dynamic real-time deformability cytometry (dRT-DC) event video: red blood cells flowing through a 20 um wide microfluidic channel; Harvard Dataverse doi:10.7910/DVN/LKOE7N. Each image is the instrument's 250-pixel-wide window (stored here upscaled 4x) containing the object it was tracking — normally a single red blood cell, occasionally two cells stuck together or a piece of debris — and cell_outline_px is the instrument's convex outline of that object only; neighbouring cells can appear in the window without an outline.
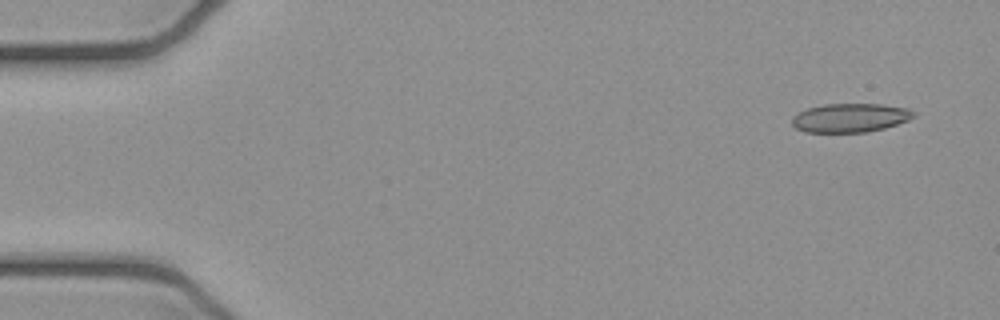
{"species": "common noctule bat (a hibernating species)", "species_latin": "Nyctalus noctula", "temperature_condition": "cold", "stored_images_in_passage": 5, "camera_frame_rate_fps": 3000, "um_per_image_px": 0.085, "animal": {"sex": "female", "body_mass_g": 21.9}, "frame": {"image": 1, "passage_image": 1, "time_ms": 0.0, "image_size_px": [1000, 320], "cell_outline_px": [[916, 116], [908, 120], [884, 128], [864, 132], [804, 132], [796, 128], [792, 124], [792, 116], [808, 108], [824, 104], [880, 104], [908, 108], [916, 112]], "centroid_in_image_um": [72.27, 10.01], "position_along_channel_um": 12.7, "area_um2": 20.4}}
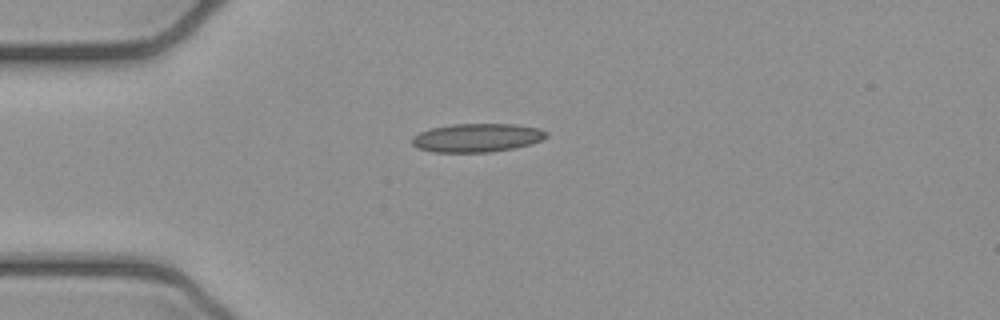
{"frame": {"image": 2, "passage_image": 4, "time_ms": 1.0, "image_size_px": [1000, 320], "cell_outline_px": [[548, 136], [532, 144], [512, 148], [488, 152], [432, 152], [416, 148], [412, 144], [412, 136], [420, 132], [432, 128], [452, 124], [516, 124], [540, 128], [548, 132]], "centroid_in_image_um": [40.54, 11.7], "position_along_channel_um": 44.5, "area_um2": 22.43}}
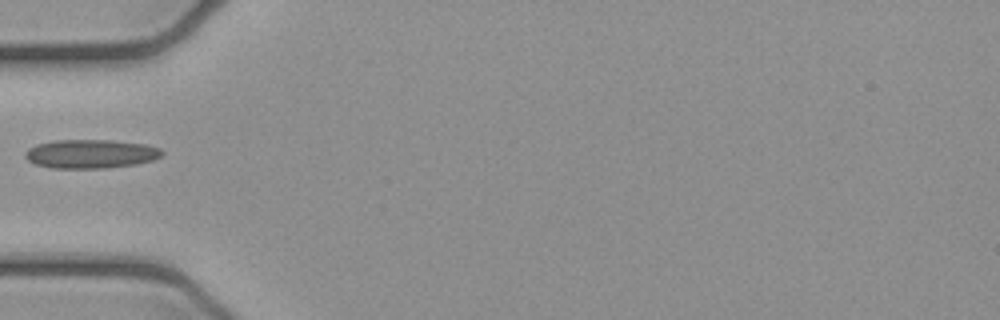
{"frame": {"image": 3, "passage_image": 5, "time_ms": 1.333, "image_size_px": [1000, 320], "cell_outline_px": [[164, 152], [160, 156], [152, 160], [136, 164], [108, 168], [52, 168], [36, 164], [28, 160], [24, 156], [24, 152], [28, 148], [36, 144], [56, 140], [108, 140], [144, 144], [160, 148]], "centroid_in_image_um": [7.68, 13.08], "position_along_channel_um": 77.3, "area_um2": 22.95}}